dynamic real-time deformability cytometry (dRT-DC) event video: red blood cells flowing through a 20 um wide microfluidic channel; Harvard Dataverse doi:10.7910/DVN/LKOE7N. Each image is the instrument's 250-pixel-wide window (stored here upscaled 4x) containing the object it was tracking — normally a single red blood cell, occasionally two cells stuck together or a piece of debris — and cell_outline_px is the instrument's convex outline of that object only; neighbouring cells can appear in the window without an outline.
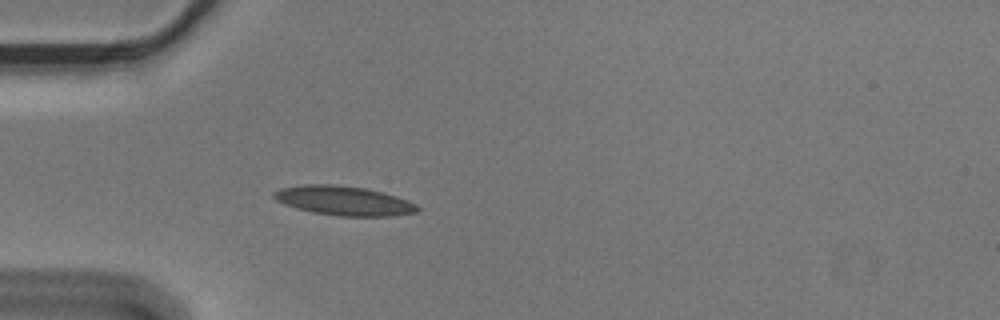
{"species": "Egyptian fruit bat (a non-hibernating species)", "species_latin": "Rousettus aegyptiacus", "temperature_condition": "cold", "stored_images_in_passage": 40, "camera_frame_rate_fps": 3000, "um_per_image_px": 0.085, "animal": {"sex": "male"}, "frame": {"image": 1, "passage_image": 1, "time_ms": 0.0, "image_size_px": [1000, 320], "cell_outline_px": [[420, 208], [416, 212], [392, 216], [340, 216], [312, 212], [296, 208], [284, 204], [276, 200], [272, 196], [272, 192], [280, 188], [308, 184], [336, 184], [364, 188], [384, 192], [396, 196], [416, 204]], "centroid_in_image_um": [29.2, 17.05], "position_along_channel_um": 55.8, "area_um2": 24.57}}
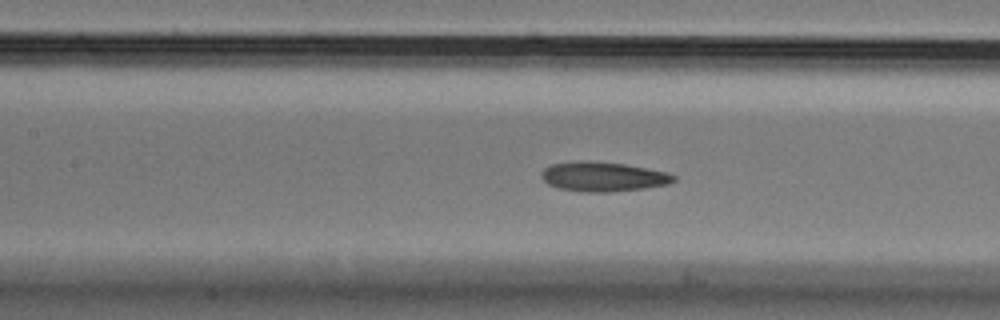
{"frame": {"image": 2, "passage_image": 10, "time_ms": 3.0, "image_size_px": [1000, 320], "cell_outline_px": [[676, 180], [668, 184], [644, 188], [608, 192], [588, 192], [560, 188], [548, 184], [540, 176], [540, 172], [544, 168], [552, 164], [580, 160], [584, 160], [624, 164], [668, 172], [676, 176]], "centroid_in_image_um": [51.26, 15.01], "position_along_channel_um": 156.1, "area_um2": 22.72}}
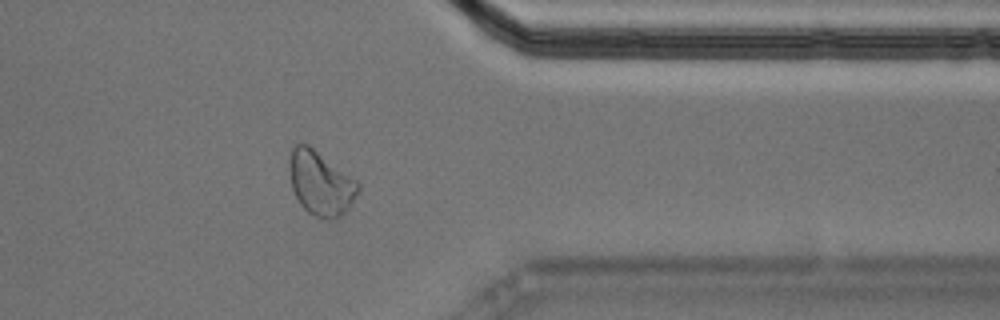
{"frame": {"image": 3, "passage_image": 30, "time_ms": 9.667, "image_size_px": [1000, 320], "cell_outline_px": [[360, 188], [348, 208], [340, 216], [332, 220], [320, 220], [308, 212], [300, 204], [292, 188], [288, 172], [288, 160], [292, 148], [296, 144], [308, 144], [356, 180], [360, 184]], "centroid_in_image_um": [27.22, 15.58], "position_along_channel_um": 384.2, "area_um2": 25.78}, "authors_computed_cell_mechanics": {"area_um2": 22.6865, "velocity_mm_per_s": 3.5599, "shape_relaxation_time_tau1_ms": 8.8606, "shape_relaxation_time_tau2_ms": 3.5927, "deformation_change_tau1": 0.1607, "deformation_change_tau2": 0.0901}}